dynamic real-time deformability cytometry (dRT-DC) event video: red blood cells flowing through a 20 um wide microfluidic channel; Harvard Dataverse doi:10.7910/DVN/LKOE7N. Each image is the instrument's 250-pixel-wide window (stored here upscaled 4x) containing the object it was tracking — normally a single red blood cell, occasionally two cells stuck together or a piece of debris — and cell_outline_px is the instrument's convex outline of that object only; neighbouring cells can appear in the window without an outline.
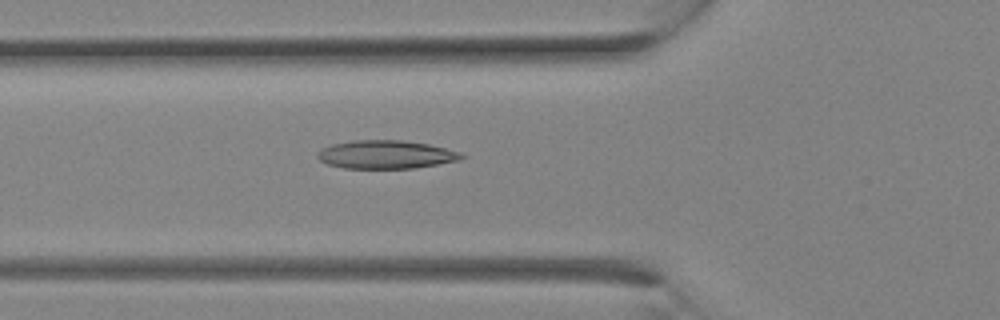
{"species": "Egyptian fruit bat (a non-hibernating species)", "species_latin": "Rousettus aegyptiacus", "temperature_condition": "room temperature", "stored_images_in_passage": 17, "camera_frame_rate_fps": 3000, "um_per_image_px": 0.085, "animal": {"sex": "female"}, "frame": {"image": 1, "passage_image": 10, "time_ms": 3.0, "image_size_px": [1000, 320], "cell_outline_px": [[468, 156], [460, 160], [416, 168], [344, 168], [328, 164], [320, 160], [316, 156], [324, 148], [332, 144], [352, 140], [400, 140], [428, 144], [460, 152]], "centroid_in_image_um": [32.84, 13.14], "position_along_channel_um": 93.0, "area_um2": 23.64}}
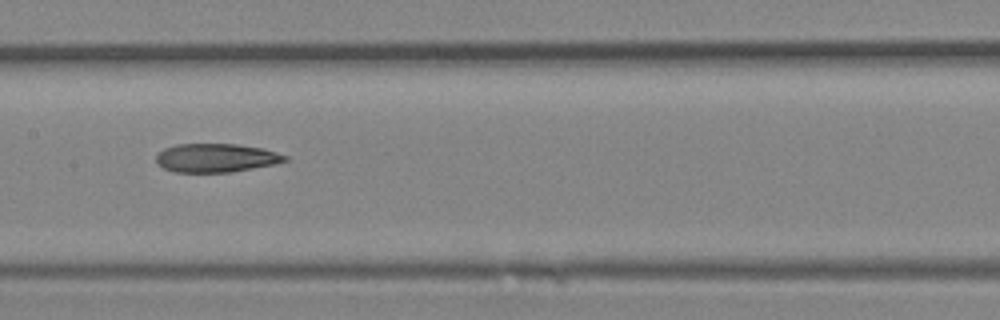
{"frame": {"image": 2, "passage_image": 14, "time_ms": 4.333, "image_size_px": [1000, 320], "cell_outline_px": [[288, 160], [272, 164], [232, 172], [176, 172], [164, 168], [156, 164], [156, 156], [164, 148], [176, 144], [236, 144], [264, 148], [288, 156]], "centroid_in_image_um": [18.35, 13.41], "position_along_channel_um": 189.1, "area_um2": 21.44}}
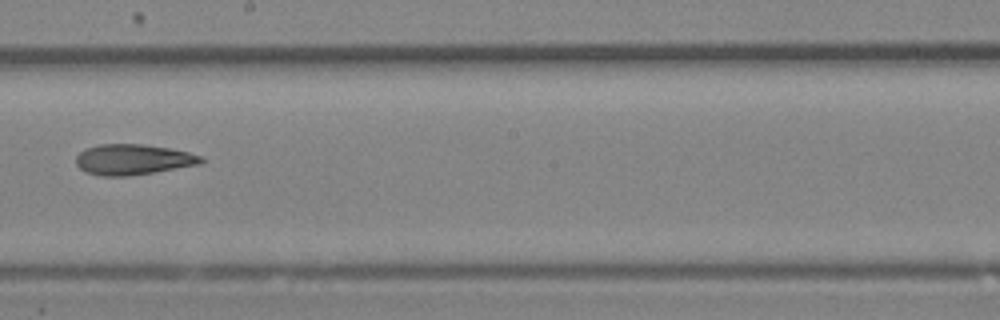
{"frame": {"image": 3, "passage_image": 16, "time_ms": 5.0, "image_size_px": [1000, 320], "cell_outline_px": [[204, 160], [200, 164], [128, 176], [100, 176], [84, 172], [76, 164], [76, 156], [80, 152], [88, 148], [100, 144], [140, 144], [168, 148], [188, 152], [204, 156]], "centroid_in_image_um": [11.29, 13.56], "position_along_channel_um": 236.9, "area_um2": 22.14}}